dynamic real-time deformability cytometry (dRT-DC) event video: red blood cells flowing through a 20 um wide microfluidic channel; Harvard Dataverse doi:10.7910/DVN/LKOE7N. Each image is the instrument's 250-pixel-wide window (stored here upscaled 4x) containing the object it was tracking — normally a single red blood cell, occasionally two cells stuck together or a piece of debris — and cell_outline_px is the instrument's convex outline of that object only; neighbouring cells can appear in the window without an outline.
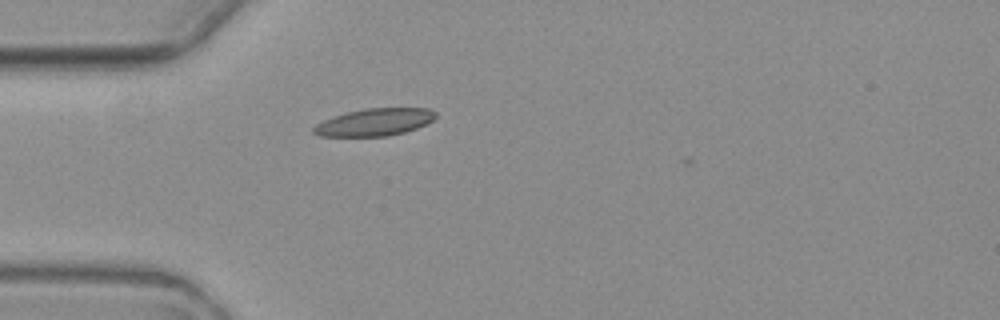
{"species": "common noctule bat (a hibernating species)", "species_latin": "Nyctalus noctula", "temperature_condition": "warm", "stored_images_in_passage": 3, "camera_frame_rate_fps": 3000, "um_per_image_px": 0.085, "animal": {"sex": "female", "body_mass_g": 19.3, "forearm_length_mm": 54.1}, "frame": {"image": 1, "passage_image": 3, "time_ms": 2.333, "image_size_px": [1000, 320], "cell_outline_px": [[436, 116], [432, 120], [416, 128], [404, 132], [388, 136], [320, 136], [312, 132], [312, 128], [316, 124], [332, 116], [344, 112], [364, 108], [428, 108], [436, 112]], "centroid_in_image_um": [31.79, 10.37], "position_along_channel_um": 53.2, "area_um2": 19.48}}